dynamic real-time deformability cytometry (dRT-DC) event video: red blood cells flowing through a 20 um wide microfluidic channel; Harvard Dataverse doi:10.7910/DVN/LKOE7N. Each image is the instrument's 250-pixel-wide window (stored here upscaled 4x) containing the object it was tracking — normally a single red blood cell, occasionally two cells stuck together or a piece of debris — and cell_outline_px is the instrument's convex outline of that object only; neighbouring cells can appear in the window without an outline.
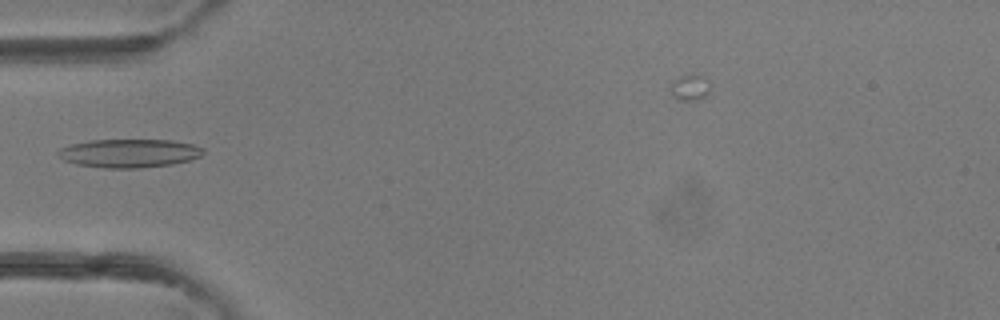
{"species": "common noctule bat (a hibernating species)", "species_latin": "Nyctalus noctula", "temperature_condition": "room temperature", "stored_images_in_passage": 4, "camera_frame_rate_fps": 3000, "um_per_image_px": 0.085, "animal": {"sex": "female"}, "frame": {"image": 1, "passage_image": 4, "time_ms": 3.333, "image_size_px": [1000, 320], "cell_outline_px": [[204, 152], [200, 156], [188, 160], [172, 164], [140, 168], [104, 168], [76, 164], [64, 160], [56, 156], [56, 152], [60, 148], [72, 144], [88, 140], [172, 140], [192, 144], [204, 148]], "centroid_in_image_um": [10.95, 13.02], "position_along_channel_um": 74.1, "area_um2": 24.16}}